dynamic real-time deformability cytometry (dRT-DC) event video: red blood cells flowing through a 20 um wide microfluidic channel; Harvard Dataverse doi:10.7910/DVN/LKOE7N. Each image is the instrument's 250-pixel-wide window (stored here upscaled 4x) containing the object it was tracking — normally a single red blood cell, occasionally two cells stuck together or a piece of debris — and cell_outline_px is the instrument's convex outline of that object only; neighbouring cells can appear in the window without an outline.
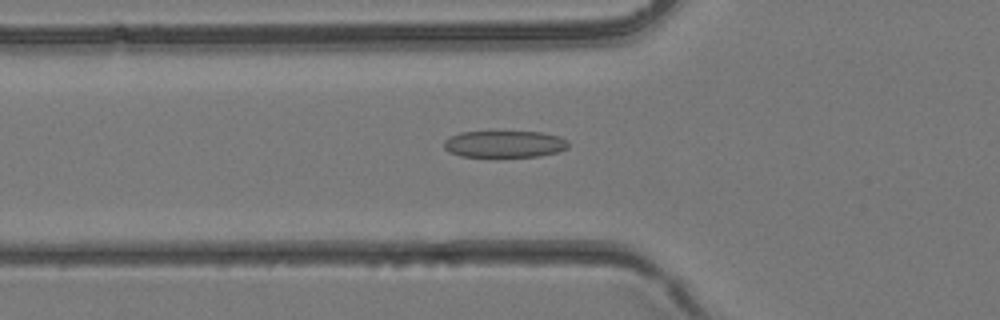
{"species": "common noctule bat (a hibernating species)", "species_latin": "Nyctalus noctula", "temperature_condition": "room temperature", "stored_images_in_passage": 35, "camera_frame_rate_fps": 3000, "um_per_image_px": 0.085, "animal": {"sex": "female", "body_mass_g": 24.6, "forearm_length_mm": 56.2}, "frame": {"image": 1, "passage_image": 10, "time_ms": 3.0, "image_size_px": [1000, 320], "cell_outline_px": [[568, 148], [556, 152], [540, 156], [460, 156], [448, 152], [444, 148], [444, 140], [448, 136], [460, 132], [544, 132], [560, 136], [568, 140]], "centroid_in_image_um": [42.87, 12.23], "position_along_channel_um": 82.9, "area_um2": 19.48}}
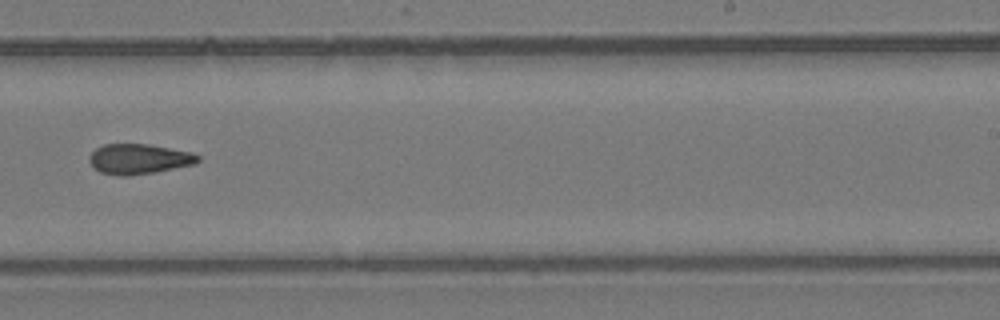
{"frame": {"image": 2, "passage_image": 21, "time_ms": 6.667, "image_size_px": [1000, 320], "cell_outline_px": [[200, 160], [196, 164], [156, 172], [128, 176], [120, 176], [100, 172], [92, 168], [88, 160], [88, 156], [96, 148], [104, 144], [148, 144], [192, 152], [200, 156]], "centroid_in_image_um": [11.8, 13.52], "position_along_channel_um": 277.2, "area_um2": 19.36}}
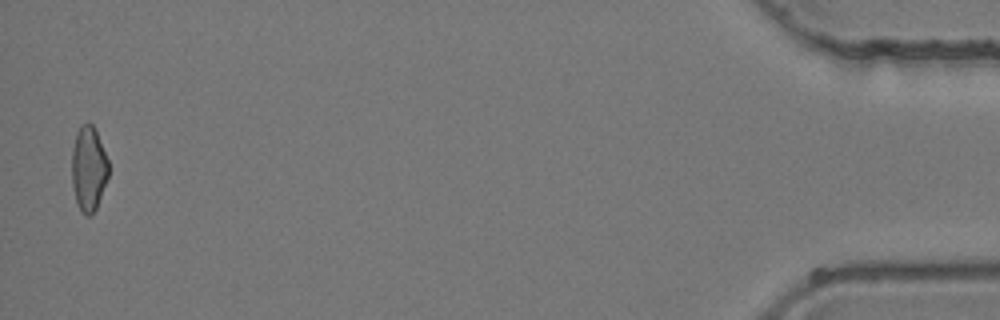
{"frame": {"image": 3, "passage_image": 35, "time_ms": 11.333, "image_size_px": [1000, 320], "cell_outline_px": [[108, 176], [96, 208], [88, 216], [84, 216], [80, 212], [76, 200], [72, 184], [72, 148], [76, 132], [80, 124], [88, 120], [92, 124], [96, 132], [108, 160]], "centroid_in_image_um": [7.51, 14.3], "position_along_channel_um": 427.7, "area_um2": 18.15}}